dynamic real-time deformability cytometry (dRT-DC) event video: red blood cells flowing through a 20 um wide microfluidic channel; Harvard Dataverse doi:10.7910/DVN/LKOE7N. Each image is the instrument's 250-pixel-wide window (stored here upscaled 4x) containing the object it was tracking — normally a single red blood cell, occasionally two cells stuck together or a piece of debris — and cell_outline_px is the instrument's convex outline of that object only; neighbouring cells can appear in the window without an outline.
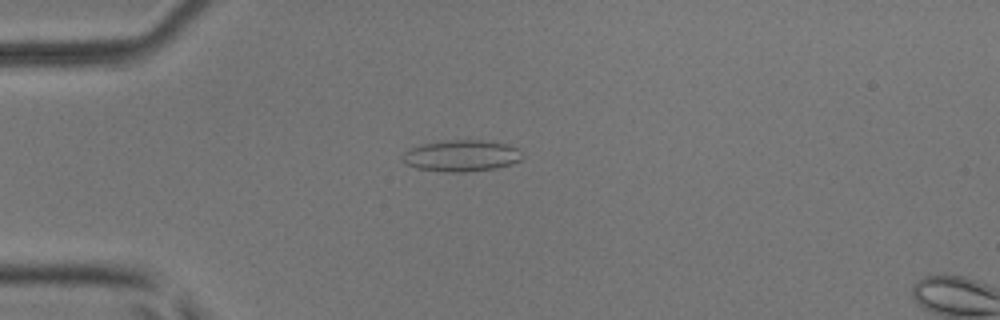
{"species": "common noctule bat (a hibernating species)", "species_latin": "Nyctalus noctula", "temperature_condition": "room temperature", "stored_images_in_passage": 4, "camera_frame_rate_fps": 3000, "um_per_image_px": 0.085, "animal": {"sex": "male", "body_mass_g": 17.9, "forearm_length_mm": 54.2}, "frame": {"image": 1, "passage_image": 3, "time_ms": 0.667, "image_size_px": [1000, 320], "cell_outline_px": [[524, 156], [520, 160], [512, 164], [496, 168], [464, 172], [448, 172], [416, 168], [404, 164], [400, 160], [400, 156], [404, 152], [420, 144], [448, 140], [480, 140], [504, 144], [516, 148]], "centroid_in_image_um": [39.16, 13.25], "position_along_channel_um": 45.8, "area_um2": 21.96}}